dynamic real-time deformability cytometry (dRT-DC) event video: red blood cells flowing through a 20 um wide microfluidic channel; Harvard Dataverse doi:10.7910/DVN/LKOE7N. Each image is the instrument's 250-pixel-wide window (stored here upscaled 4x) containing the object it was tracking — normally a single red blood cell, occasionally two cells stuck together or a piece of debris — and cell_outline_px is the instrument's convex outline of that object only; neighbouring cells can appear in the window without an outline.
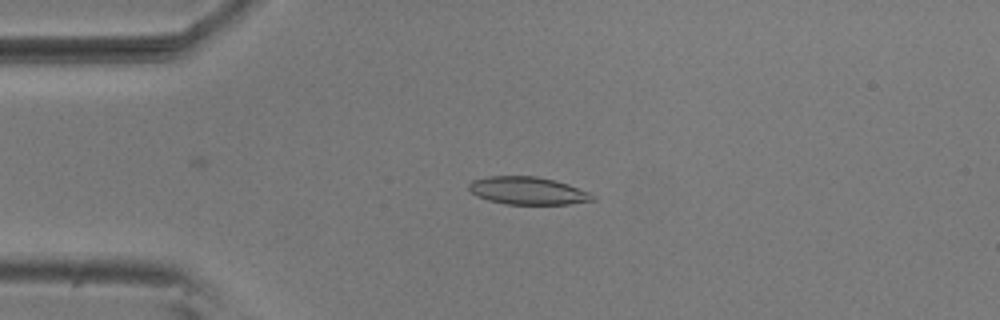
{"species": "common noctule bat (a hibernating species)", "species_latin": "Nyctalus noctula", "temperature_condition": "room temperature", "stored_images_in_passage": 51, "camera_frame_rate_fps": 3000, "um_per_image_px": 0.085, "animal": {"sex": "male", "body_mass_g": 20.5, "forearm_length_mm": 52.5}, "frame": {"image": 1, "passage_image": 13, "time_ms": 4.0, "image_size_px": [1000, 320], "cell_outline_px": [[596, 200], [568, 204], [504, 204], [488, 200], [476, 196], [468, 188], [468, 184], [472, 180], [488, 176], [536, 176], [568, 184], [588, 192], [596, 196]], "centroid_in_image_um": [44.84, 16.21], "position_along_channel_um": 40.2, "area_um2": 19.94}}
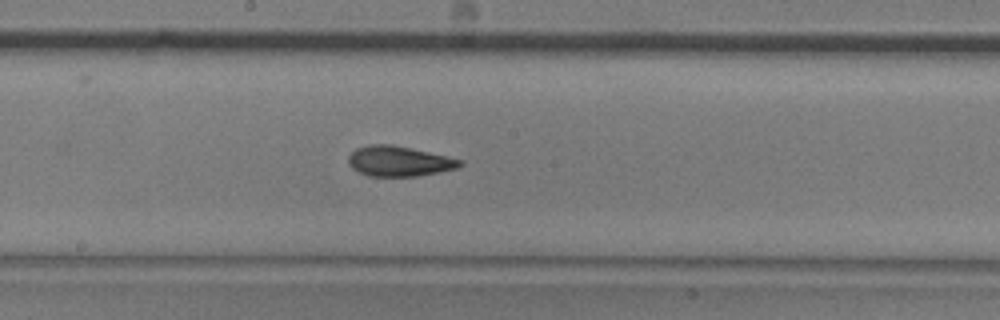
{"frame": {"image": 2, "passage_image": 29, "time_ms": 9.333, "image_size_px": [1000, 320], "cell_outline_px": [[464, 164], [456, 168], [440, 172], [416, 176], [368, 176], [352, 168], [348, 164], [348, 156], [356, 148], [372, 144], [392, 144], [464, 160]], "centroid_in_image_um": [33.91, 13.7], "position_along_channel_um": 214.3, "area_um2": 19.59}}
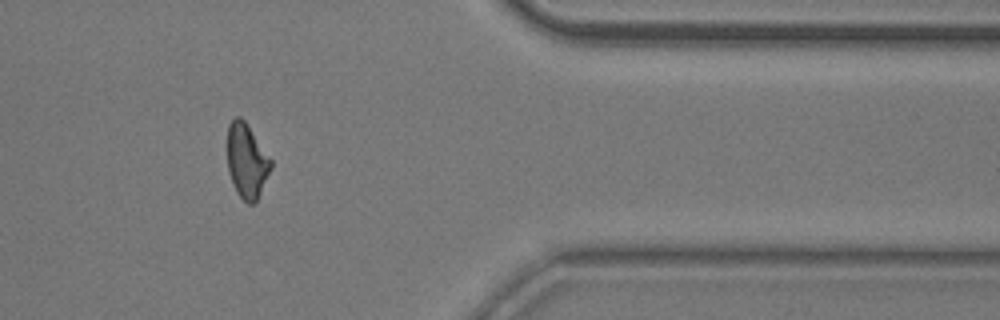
{"frame": {"image": 3, "passage_image": 45, "time_ms": 14.667, "image_size_px": [1000, 320], "cell_outline_px": [[272, 168], [256, 204], [248, 204], [236, 192], [228, 172], [228, 124], [236, 116], [240, 116], [244, 120], [272, 160]], "centroid_in_image_um": [20.99, 13.71], "position_along_channel_um": 390.4, "area_um2": 18.96}, "authors_computed_cell_mechanics": {"area_um2": 19.652, "velocity_mm_per_s": 3.7147, "shape_relaxation_time_tau1_ms": 5.6752, "shape_relaxation_time_tau2_ms": 2.2911, "deformation_change_tau1": 0.1629, "deformation_change_tau2": 0.0924}}